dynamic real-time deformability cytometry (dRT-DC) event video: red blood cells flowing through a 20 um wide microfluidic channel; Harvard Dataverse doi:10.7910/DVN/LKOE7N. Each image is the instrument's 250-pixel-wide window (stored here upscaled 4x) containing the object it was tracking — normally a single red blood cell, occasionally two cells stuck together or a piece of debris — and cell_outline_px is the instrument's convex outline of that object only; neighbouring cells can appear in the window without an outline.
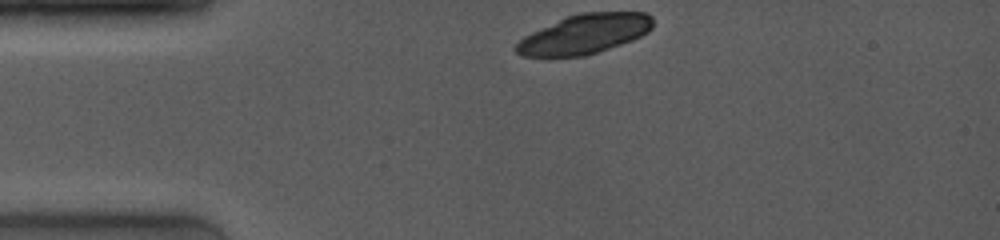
{"species": "common noctule bat (a hibernating species)", "species_latin": "Nyctalus noctula", "temperature_condition": "room temperature", "stored_images_in_passage": 5, "camera_frame_rate_fps": 4000, "um_per_image_px": 0.085, "animal": {"sex": "female", "body_mass_g": 19.0, "forearm_length_mm": 53.3}, "frame": {"image": 1, "passage_image": 1, "time_ms": 0.0, "image_size_px": [1000, 240], "cell_outline_px": [[652, 28], [648, 32], [632, 40], [584, 56], [552, 60], [544, 60], [524, 56], [516, 52], [516, 44], [524, 36], [564, 16], [580, 12], [648, 12], [652, 16]], "centroid_in_image_um": [49.62, 2.93], "position_along_channel_um": 35.4, "area_um2": 32.31}}